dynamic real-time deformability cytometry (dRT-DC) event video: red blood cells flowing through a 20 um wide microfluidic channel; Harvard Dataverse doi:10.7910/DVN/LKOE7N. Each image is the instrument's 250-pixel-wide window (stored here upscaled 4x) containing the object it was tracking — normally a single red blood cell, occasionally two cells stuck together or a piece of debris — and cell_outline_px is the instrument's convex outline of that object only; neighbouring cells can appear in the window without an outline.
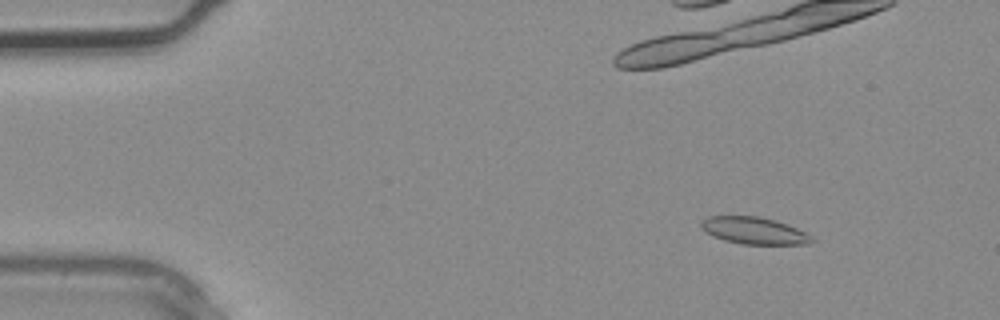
{"species": "common noctule bat (a hibernating species)", "species_latin": "Nyctalus noctula", "temperature_condition": "warm", "stored_images_in_passage": 4, "camera_frame_rate_fps": 3000, "um_per_image_px": 0.085, "animal": {"sex": "male", "body_mass_g": 20.4}, "frame": {"image": 1, "passage_image": 2, "time_ms": 0.333, "image_size_px": [1000, 320], "cell_outline_px": [[816, 240], [808, 244], [744, 244], [724, 240], [712, 236], [700, 224], [700, 220], [708, 216], [756, 216], [776, 220], [788, 224], [812, 236]], "centroid_in_image_um": [64.11, 19.6], "position_along_channel_um": 20.9, "area_um2": 17.34}}